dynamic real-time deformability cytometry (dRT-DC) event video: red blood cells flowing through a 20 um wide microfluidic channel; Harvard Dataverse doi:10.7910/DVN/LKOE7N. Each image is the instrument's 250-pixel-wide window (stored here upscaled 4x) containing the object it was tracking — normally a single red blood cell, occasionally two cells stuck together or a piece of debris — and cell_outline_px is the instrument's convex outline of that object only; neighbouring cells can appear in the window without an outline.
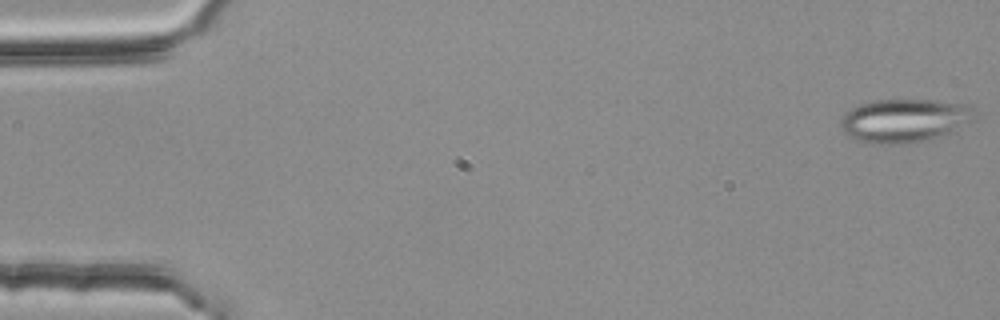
{"species": "common noctule bat (a hibernating species)", "species_latin": "Nyctalus noctula", "temperature_condition": "room temperature", "stored_images_in_passage": 54, "segment_of_instrument_passage": [1, 2], "camera_frame_rate_fps": 3000, "um_per_image_px": 0.085, "animal": {"sex": "female", "body_mass_g": 25.1}, "frame": {"image": 1, "passage_image": 1, "time_ms": 0.0, "image_size_px": [1000, 320], "cell_outline_px": [[976, 120], [956, 132], [908, 144], [872, 144], [856, 140], [844, 132], [840, 124], [840, 120], [844, 112], [860, 104], [876, 100], [932, 100], [968, 104], [972, 108]], "centroid_in_image_um": [76.92, 10.26], "position_along_channel_um": 8.1, "area_um2": 34.45}}